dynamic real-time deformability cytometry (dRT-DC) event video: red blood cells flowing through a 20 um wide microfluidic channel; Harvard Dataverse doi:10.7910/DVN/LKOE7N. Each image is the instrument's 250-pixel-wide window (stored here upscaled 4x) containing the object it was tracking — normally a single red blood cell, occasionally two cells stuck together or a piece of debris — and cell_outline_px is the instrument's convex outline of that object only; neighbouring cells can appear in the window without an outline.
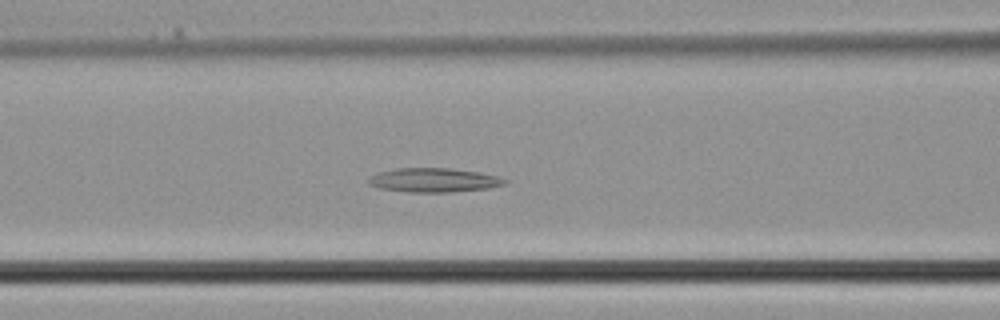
{"species": "common noctule bat (a hibernating species)", "species_latin": "Nyctalus noctula", "temperature_condition": "cold", "stored_images_in_passage": 38, "camera_frame_rate_fps": 3000, "um_per_image_px": 0.085, "animal": {"sex": "male", "body_mass_g": 21.5, "forearm_length_mm": 52.0}, "frame": {"image": 1, "passage_image": 16, "time_ms": 5.0, "image_size_px": [1000, 320], "cell_outline_px": [[508, 184], [488, 188], [452, 192], [412, 192], [380, 188], [368, 184], [368, 180], [372, 176], [380, 172], [396, 168], [448, 168], [476, 172], [500, 176], [508, 180]], "centroid_in_image_um": [36.93, 15.31], "position_along_channel_um": 129.7, "area_um2": 19.02}}
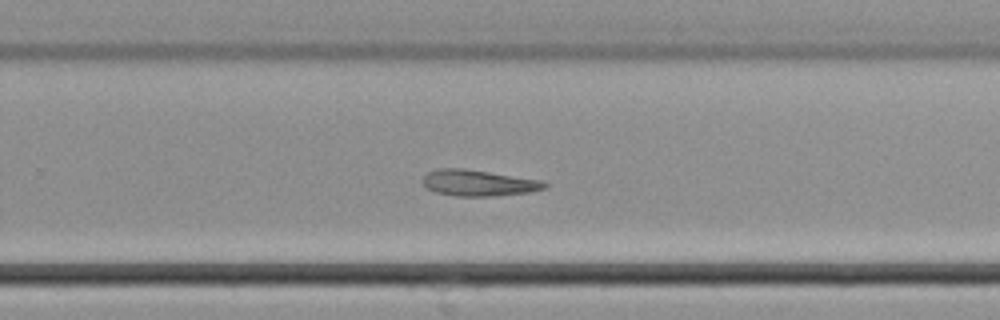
{"frame": {"image": 2, "passage_image": 25, "time_ms": 8.0, "image_size_px": [1000, 320], "cell_outline_px": [[548, 184], [544, 188], [528, 192], [492, 196], [456, 196], [436, 192], [428, 188], [420, 180], [428, 172], [440, 168], [464, 168], [544, 180]], "centroid_in_image_um": [40.67, 15.54], "position_along_channel_um": 289.1, "area_um2": 18.55}}
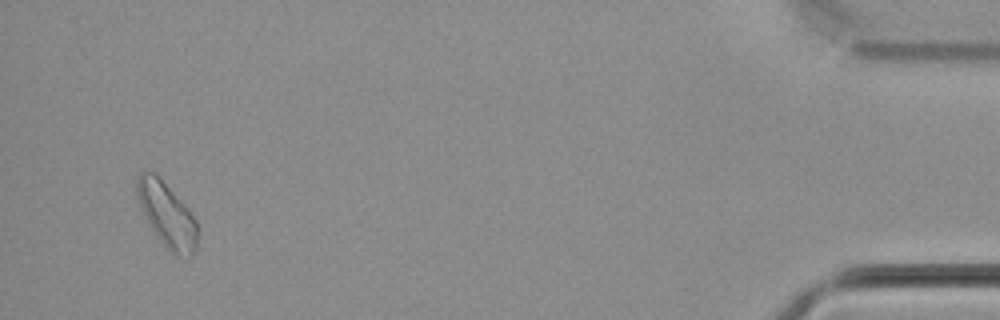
{"frame": {"image": 3, "passage_image": 37, "time_ms": 12.0, "image_size_px": [1000, 320], "cell_outline_px": [[196, 248], [188, 256], [180, 256], [172, 252], [160, 240], [144, 216], [140, 208], [136, 196], [136, 180], [140, 172], [144, 168], [152, 172], [188, 208], [196, 220]], "centroid_in_image_um": [14.13, 18.21], "position_along_channel_um": 421.1, "area_um2": 22.08}}